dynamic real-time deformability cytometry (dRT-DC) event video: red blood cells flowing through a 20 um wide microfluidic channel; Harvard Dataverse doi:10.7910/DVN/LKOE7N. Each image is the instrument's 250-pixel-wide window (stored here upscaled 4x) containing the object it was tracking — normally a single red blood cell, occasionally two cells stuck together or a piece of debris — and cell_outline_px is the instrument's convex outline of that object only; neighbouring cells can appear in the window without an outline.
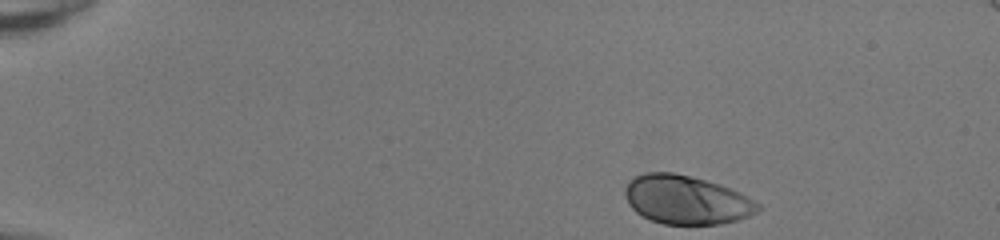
{"species": "human", "species_latin": "Homo sapiens", "temperature_condition": "room temperature", "stored_images_in_passage": 43, "camera_frame_rate_fps": 3000, "um_per_image_px": 0.085, "donor": {"sex": "female"}, "frame": {"image": 1, "passage_image": 1, "time_ms": 0.0, "image_size_px": [1000, 240], "cell_outline_px": [[760, 208], [756, 212], [748, 216], [736, 220], [720, 224], [664, 224], [648, 220], [636, 212], [628, 204], [624, 196], [624, 188], [628, 180], [632, 176], [644, 172], [672, 172], [720, 184], [740, 192], [760, 204]], "centroid_in_image_um": [58.28, 16.98], "position_along_channel_um": 26.7, "area_um2": 37.97}}
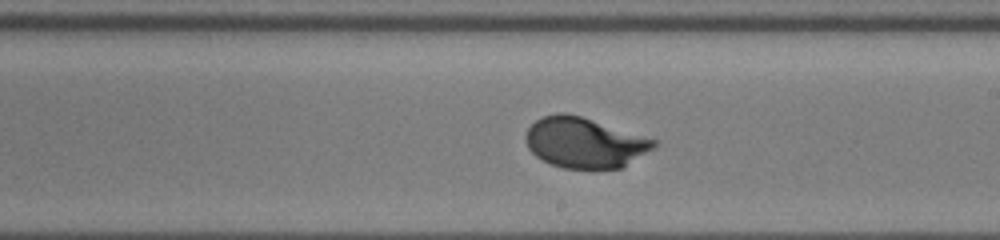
{"frame": {"image": 2, "passage_image": 24, "time_ms": 7.667, "image_size_px": [1000, 240], "cell_outline_px": [[656, 148], [620, 168], [564, 168], [552, 164], [536, 156], [528, 148], [524, 140], [524, 136], [528, 128], [536, 120], [544, 116], [556, 112], [564, 112], [580, 116], [656, 140]], "centroid_in_image_um": [49.66, 12.12], "position_along_channel_um": 239.3, "area_um2": 37.28}}
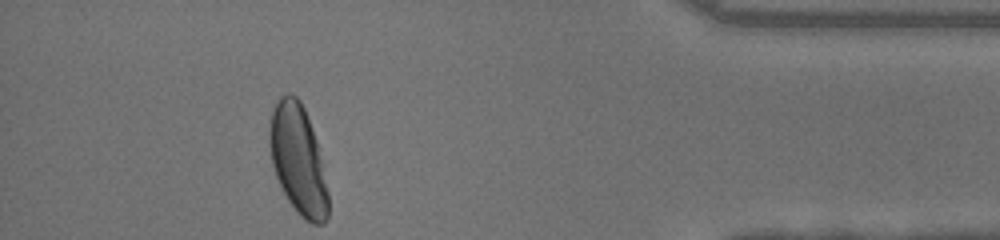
{"frame": {"image": 3, "passage_image": 39, "time_ms": 12.667, "image_size_px": [1000, 240], "cell_outline_px": [[328, 216], [324, 224], [312, 224], [304, 220], [296, 212], [280, 188], [272, 164], [268, 144], [268, 128], [272, 112], [280, 96], [288, 92], [296, 96], [300, 100], [304, 108], [316, 140], [328, 192]], "centroid_in_image_um": [25.31, 13.6], "position_along_channel_um": 409.9, "area_um2": 37.51}, "authors_computed_cell_mechanics": {"area_um2": 37.5122, "velocity_mm_per_s": 4.1513, "shape_relaxation_time_tau1_ms": 2.5583, "shape_relaxation_time_tau2_ms": null, "deformation_change_tau1": 0.1654, "deformation_change_tau2": null}}